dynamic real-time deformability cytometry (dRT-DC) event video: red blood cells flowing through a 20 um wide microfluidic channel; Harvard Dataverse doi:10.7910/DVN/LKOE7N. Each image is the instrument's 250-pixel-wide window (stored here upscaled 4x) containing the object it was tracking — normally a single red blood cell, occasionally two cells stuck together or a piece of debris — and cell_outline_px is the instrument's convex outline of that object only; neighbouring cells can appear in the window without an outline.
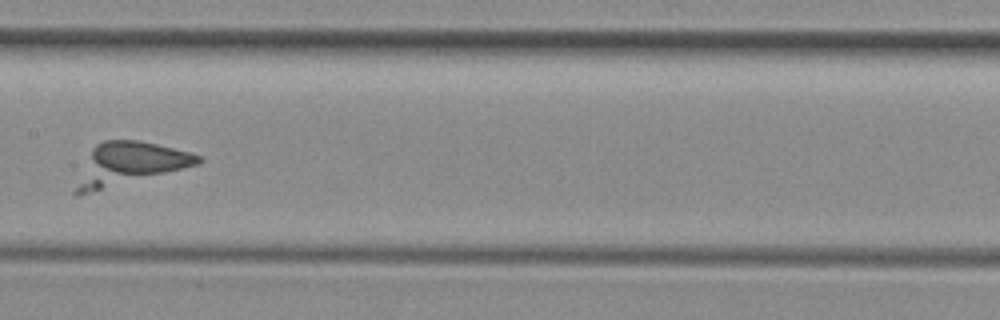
{"species": "common noctule bat (a hibernating species)", "species_latin": "Nyctalus noctula", "temperature_condition": "room temperature", "stored_images_in_passage": 7, "camera_frame_rate_fps": 3000, "um_per_image_px": 0.085, "animal": {"sex": "female", "body_mass_g": 29.2, "forearm_length_mm": 56.3}, "frame": {"image": 1, "passage_image": 6, "time_ms": 1.667, "image_size_px": [1000, 320], "cell_outline_px": [[204, 160], [200, 164], [80, 196], [76, 196], [72, 192], [92, 148], [96, 144], [104, 140], [136, 140], [156, 144], [188, 152], [200, 156]], "centroid_in_image_um": [10.96, 13.96], "position_along_channel_um": 196.4, "area_um2": 30.0}}
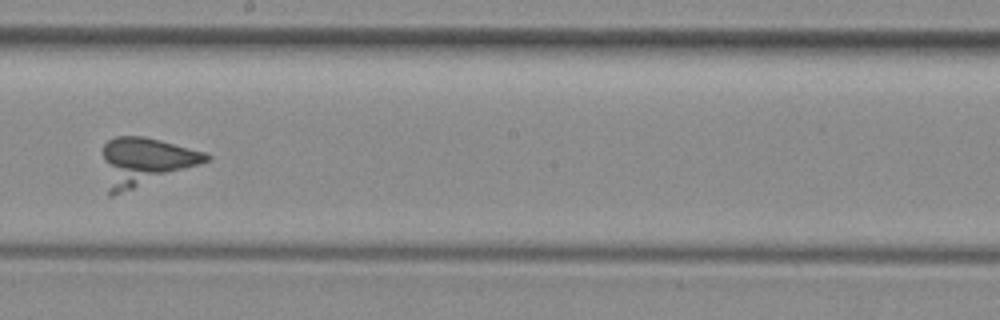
{"frame": {"image": 2, "passage_image": 7, "time_ms": 2.0, "image_size_px": [1000, 320], "cell_outline_px": [[212, 156], [208, 160], [112, 196], [108, 196], [104, 156], [104, 144], [108, 140], [116, 136], [144, 136], [160, 140], [204, 152]], "centroid_in_image_um": [12.28, 13.71], "position_along_channel_um": 235.9, "area_um2": 27.92}}